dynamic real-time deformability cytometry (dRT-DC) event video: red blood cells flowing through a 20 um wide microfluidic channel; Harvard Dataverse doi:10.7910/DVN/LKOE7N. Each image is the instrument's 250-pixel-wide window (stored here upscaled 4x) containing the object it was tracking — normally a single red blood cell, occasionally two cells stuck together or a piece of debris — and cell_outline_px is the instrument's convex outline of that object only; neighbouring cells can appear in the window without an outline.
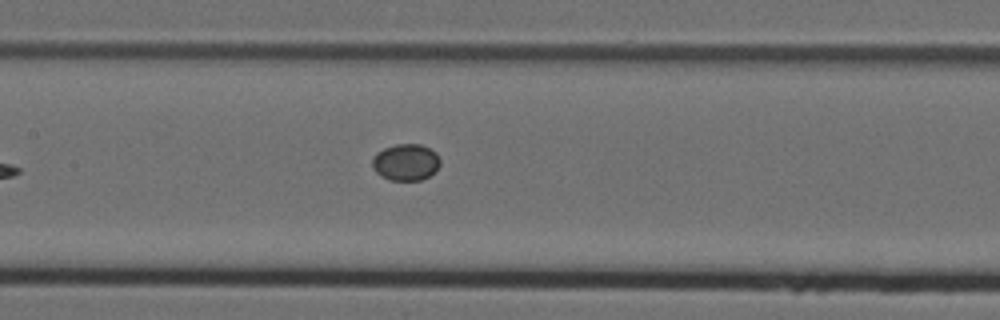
{"species": "Egyptian fruit bat (a non-hibernating species)", "species_latin": "Rousettus aegyptiacus", "temperature_condition": "cold", "stored_images_in_passage": 7, "camera_frame_rate_fps": 3000, "um_per_image_px": 0.085, "animal": {"sex": "female"}, "frame": {"image": 1, "passage_image": 7, "time_ms": 2.0, "image_size_px": [1000, 320], "cell_outline_px": [[440, 164], [428, 176], [420, 180], [392, 180], [380, 176], [372, 168], [372, 160], [376, 152], [384, 148], [396, 144], [420, 144], [436, 152], [440, 160]], "centroid_in_image_um": [34.46, 13.78], "position_along_channel_um": 172.9, "area_um2": 14.39}}